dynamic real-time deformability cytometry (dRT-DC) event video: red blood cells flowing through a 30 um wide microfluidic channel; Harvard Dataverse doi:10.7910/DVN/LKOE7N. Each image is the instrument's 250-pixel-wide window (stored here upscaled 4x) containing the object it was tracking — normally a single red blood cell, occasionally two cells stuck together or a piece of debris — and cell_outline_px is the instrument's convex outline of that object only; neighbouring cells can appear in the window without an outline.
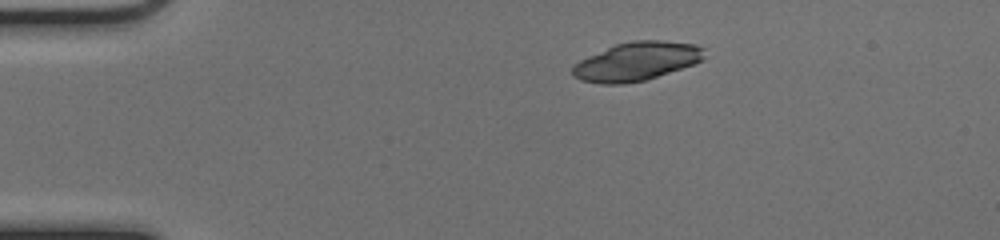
{"species": "common noctule bat (a hibernating species)", "species_latin": "Nyctalus noctula", "temperature_condition": "cold", "stored_images_in_passage": 43, "camera_frame_rate_fps": 3000, "um_per_image_px": 0.085, "animal": {"sex": "female", "body_mass_g": 17.0, "forearm_length_mm": 48.0}, "frame": {"image": 1, "passage_image": 1, "time_ms": 0.0, "image_size_px": [1000, 240], "cell_outline_px": [[704, 56], [700, 60], [692, 64], [648, 80], [624, 84], [600, 84], [580, 80], [572, 76], [572, 68], [580, 60], [588, 56], [616, 44], [632, 40], [660, 40], [696, 44], [704, 48]], "centroid_in_image_um": [54.09, 5.23], "position_along_channel_um": 30.9, "area_um2": 29.59}}